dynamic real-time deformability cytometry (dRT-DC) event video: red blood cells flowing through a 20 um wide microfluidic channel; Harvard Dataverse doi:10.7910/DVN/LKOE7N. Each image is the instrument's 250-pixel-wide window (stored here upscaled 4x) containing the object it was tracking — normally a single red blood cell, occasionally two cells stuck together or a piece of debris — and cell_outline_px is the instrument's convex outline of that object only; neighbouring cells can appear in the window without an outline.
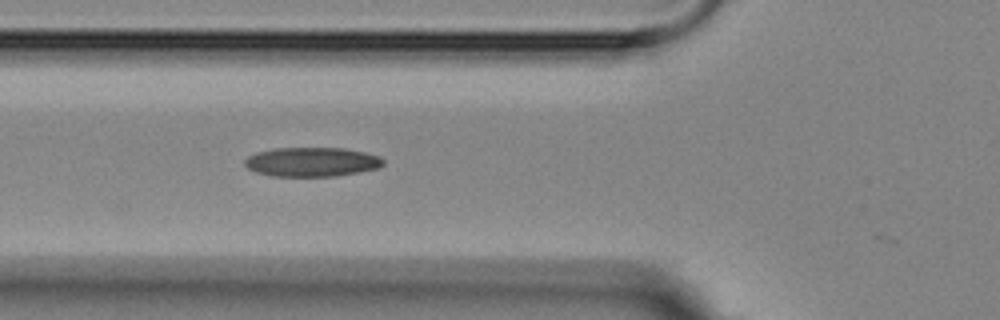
{"species": "Egyptian fruit bat (a non-hibernating species)", "species_latin": "Rousettus aegyptiacus", "temperature_condition": "room temperature", "stored_images_in_passage": 6, "camera_frame_rate_fps": 3000, "um_per_image_px": 0.085, "animal": {"sex": "female"}, "frame": {"image": 1, "passage_image": 6, "time_ms": 6.333, "image_size_px": [1000, 320], "cell_outline_px": [[384, 164], [380, 168], [336, 176], [272, 176], [256, 172], [248, 168], [244, 164], [244, 160], [248, 156], [256, 152], [272, 148], [344, 148], [364, 152], [380, 156], [384, 160]], "centroid_in_image_um": [26.51, 13.76], "position_along_channel_um": 99.3, "area_um2": 23.76}}